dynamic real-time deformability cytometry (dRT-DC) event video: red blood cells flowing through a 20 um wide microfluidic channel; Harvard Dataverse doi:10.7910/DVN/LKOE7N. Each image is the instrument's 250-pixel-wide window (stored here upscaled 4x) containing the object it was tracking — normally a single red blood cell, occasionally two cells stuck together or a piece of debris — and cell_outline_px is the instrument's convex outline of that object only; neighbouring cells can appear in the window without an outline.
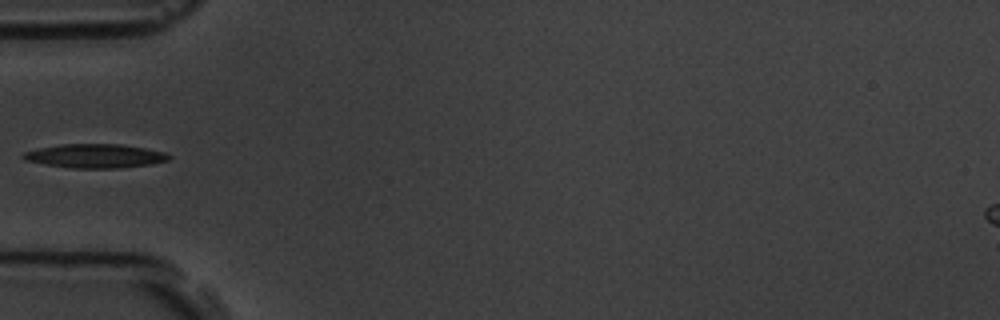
{"species": "common noctule bat (a hibernating species)", "species_latin": "Nyctalus noctula", "temperature_condition": "room temperature", "stored_images_in_passage": 2, "camera_frame_rate_fps": 3000, "um_per_image_px": 0.085, "animal": {"sex": "male", "body_mass_g": 19.5, "forearm_length_mm": 54.6}, "frame": {"image": 1, "passage_image": 2, "time_ms": 1.0, "image_size_px": [1000, 320], "cell_outline_px": [[172, 156], [168, 160], [152, 164], [120, 168], [68, 168], [44, 164], [24, 160], [20, 156], [24, 152], [40, 148], [64, 144], [120, 144], [168, 152]], "centroid_in_image_um": [8.11, 13.26], "position_along_channel_um": 76.9, "area_um2": 20.4}}